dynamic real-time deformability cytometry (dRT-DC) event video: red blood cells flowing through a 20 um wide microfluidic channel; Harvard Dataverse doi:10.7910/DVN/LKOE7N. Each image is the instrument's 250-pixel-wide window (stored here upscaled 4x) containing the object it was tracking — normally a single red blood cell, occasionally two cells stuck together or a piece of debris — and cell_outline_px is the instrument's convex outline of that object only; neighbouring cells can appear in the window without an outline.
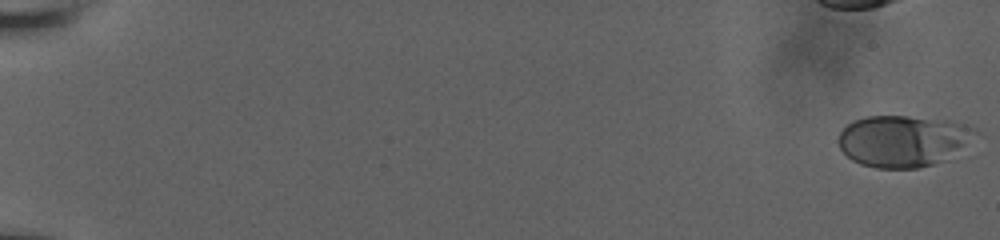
{"species": "human", "species_latin": "Homo sapiens", "temperature_condition": "room temperature", "stored_images_in_passage": 57, "camera_frame_rate_fps": 3000, "um_per_image_px": 0.085, "donor": {"sex": "male"}, "frame": {"image": 1, "passage_image": 1, "time_ms": 0.0, "image_size_px": [1000, 240], "cell_outline_px": [[980, 132], [944, 160], [932, 164], [916, 168], [876, 168], [860, 164], [852, 160], [840, 148], [840, 132], [852, 120], [868, 116], [908, 116], [952, 120], [976, 128]], "centroid_in_image_um": [76.76, 11.96], "position_along_channel_um": 8.2, "area_um2": 40.81}}